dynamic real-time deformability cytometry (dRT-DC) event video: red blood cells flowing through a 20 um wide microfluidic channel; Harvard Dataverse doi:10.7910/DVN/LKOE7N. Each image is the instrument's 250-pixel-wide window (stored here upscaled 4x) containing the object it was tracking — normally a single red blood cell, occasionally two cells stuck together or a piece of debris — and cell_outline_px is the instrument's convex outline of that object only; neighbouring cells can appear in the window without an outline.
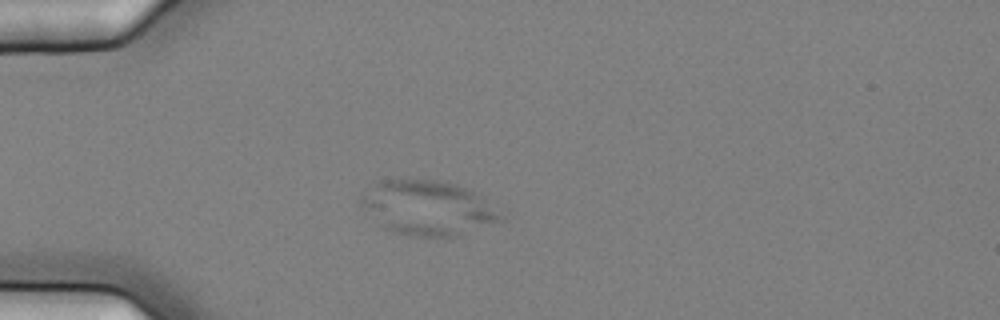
{"species": "common noctule bat (a hibernating species)", "species_latin": "Nyctalus noctula", "temperature_condition": "cold", "stored_images_in_passage": 7, "camera_frame_rate_fps": 3000, "um_per_image_px": 0.085, "animal": {"sex": "female", "body_mass_g": 25.1}, "frame": {"image": 1, "passage_image": 6, "time_ms": 1.667, "image_size_px": [1000, 320], "cell_outline_px": [[504, 220], [448, 240], [416, 236], [396, 232], [384, 228], [356, 200], [360, 196], [380, 180], [404, 176], [436, 180], [456, 184], [472, 192], [504, 216]], "centroid_in_image_um": [36.32, 17.67], "position_along_channel_um": 48.7, "area_um2": 45.03}}